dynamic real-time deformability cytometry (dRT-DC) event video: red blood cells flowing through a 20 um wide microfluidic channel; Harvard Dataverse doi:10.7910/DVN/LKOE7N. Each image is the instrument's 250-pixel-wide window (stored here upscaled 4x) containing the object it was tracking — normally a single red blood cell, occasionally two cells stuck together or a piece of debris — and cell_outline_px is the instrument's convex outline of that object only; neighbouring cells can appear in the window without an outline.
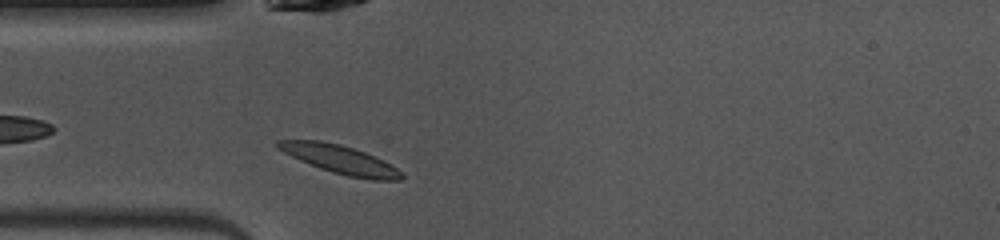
{"species": "common noctule bat (a hibernating species)", "species_latin": "Nyctalus noctula", "temperature_condition": "warm", "stored_images_in_passage": 30, "camera_frame_rate_fps": 3000, "um_per_image_px": 0.085, "animal": {"sex": "female", "body_mass_g": 10.0, "forearm_length_mm": 53.1}, "frame": {"image": 1, "passage_image": 2, "time_ms": 0.333, "image_size_px": [1000, 240], "cell_outline_px": [[404, 180], [372, 180], [348, 176], [332, 172], [320, 168], [300, 160], [276, 148], [276, 140], [320, 140], [340, 144], [364, 152], [384, 160], [392, 164], [404, 176]], "centroid_in_image_um": [28.93, 13.56], "position_along_channel_um": 56.1, "area_um2": 20.4}}
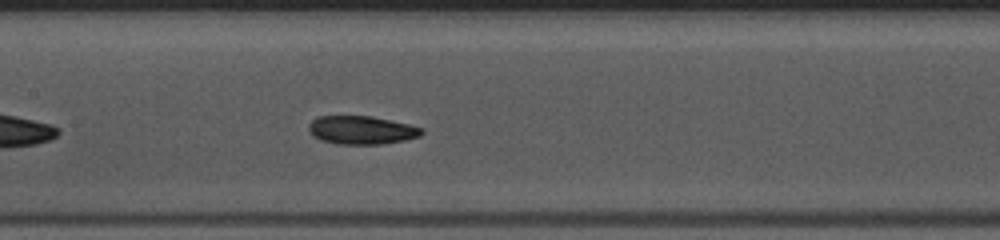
{"frame": {"image": 2, "passage_image": 11, "time_ms": 3.333, "image_size_px": [1000, 240], "cell_outline_px": [[424, 132], [420, 136], [404, 140], [384, 144], [336, 144], [320, 140], [312, 136], [308, 128], [308, 124], [316, 116], [372, 116], [408, 124], [424, 128]], "centroid_in_image_um": [30.71, 11.06], "position_along_channel_um": 176.7, "area_um2": 18.84}}
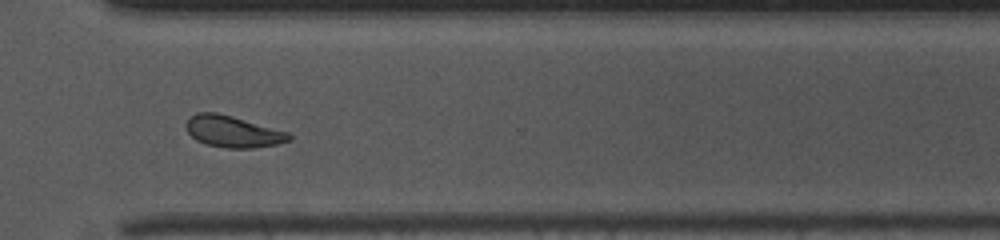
{"frame": {"image": 3, "passage_image": 24, "time_ms": 7.667, "image_size_px": [1000, 240], "cell_outline_px": [[292, 140], [276, 144], [252, 148], [228, 148], [208, 144], [196, 140], [188, 132], [188, 120], [196, 112], [216, 112], [232, 116], [288, 132], [292, 136]], "centroid_in_image_um": [19.83, 11.18], "position_along_channel_um": 350.8, "area_um2": 18.55}, "authors_computed_cell_mechanics": {"area_um2": 18.7561, "velocity_mm_per_s": 4.033, "shape_relaxation_time_tau1_ms": 3.8486, "shape_relaxation_time_tau2_ms": 3.7579, "deformation_change_tau1": 0.1336, "deformation_change_tau2": 0.1098}}